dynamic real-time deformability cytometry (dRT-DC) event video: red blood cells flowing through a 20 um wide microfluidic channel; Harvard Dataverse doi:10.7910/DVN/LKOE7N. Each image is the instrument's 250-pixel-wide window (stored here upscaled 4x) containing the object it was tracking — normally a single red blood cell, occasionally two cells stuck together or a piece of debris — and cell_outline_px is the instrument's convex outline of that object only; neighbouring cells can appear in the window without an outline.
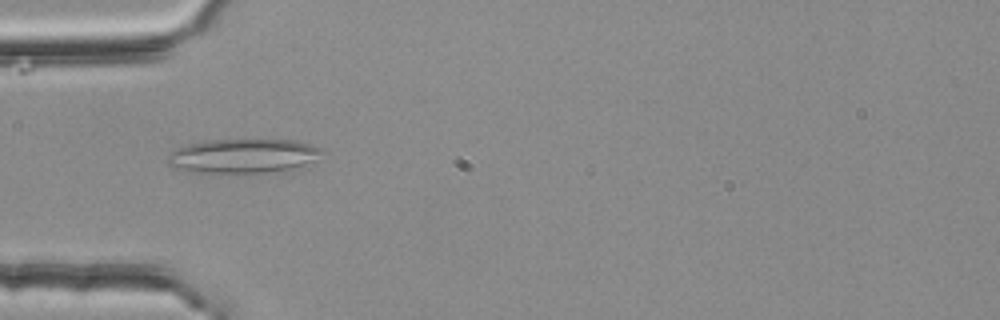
{"species": "common noctule bat (a hibernating species)", "species_latin": "Nyctalus noctula", "temperature_condition": "room temperature", "stored_images_in_passage": 4, "camera_frame_rate_fps": 3000, "um_per_image_px": 0.085, "animal": {"sex": "female", "body_mass_g": 25.1}, "frame": {"image": 1, "passage_image": 3, "time_ms": 0.667, "image_size_px": [1000, 320], "cell_outline_px": [[328, 152], [288, 172], [188, 172], [172, 168], [168, 164], [168, 156], [176, 148], [184, 144], [212, 140], [296, 140], [324, 148]], "centroid_in_image_um": [20.7, 13.26], "position_along_channel_um": 64.3, "area_um2": 31.15}}